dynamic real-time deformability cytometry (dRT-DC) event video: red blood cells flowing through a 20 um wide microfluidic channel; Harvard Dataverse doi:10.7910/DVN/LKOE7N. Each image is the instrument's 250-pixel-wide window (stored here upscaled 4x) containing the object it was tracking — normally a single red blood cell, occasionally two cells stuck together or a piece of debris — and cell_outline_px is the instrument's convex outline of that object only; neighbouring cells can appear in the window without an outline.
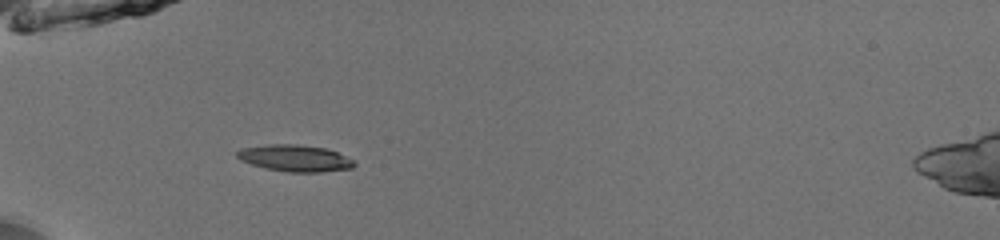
{"species": "common noctule bat (a hibernating species)", "species_latin": "Nyctalus noctula", "temperature_condition": "room temperature", "stored_images_in_passage": 35, "camera_frame_rate_fps": 3000, "um_per_image_px": 0.085, "animal": {"sex": "male", "body_mass_g": 13.0, "forearm_length_mm": 53.1}, "frame": {"image": 1, "passage_image": 1, "time_ms": 0.0, "image_size_px": [1000, 240], "cell_outline_px": [[356, 164], [352, 168], [320, 172], [288, 172], [264, 168], [240, 160], [236, 156], [236, 152], [240, 148], [268, 144], [296, 144], [328, 148], [356, 160]], "centroid_in_image_um": [25.09, 13.44], "position_along_channel_um": 59.9, "area_um2": 18.44}}
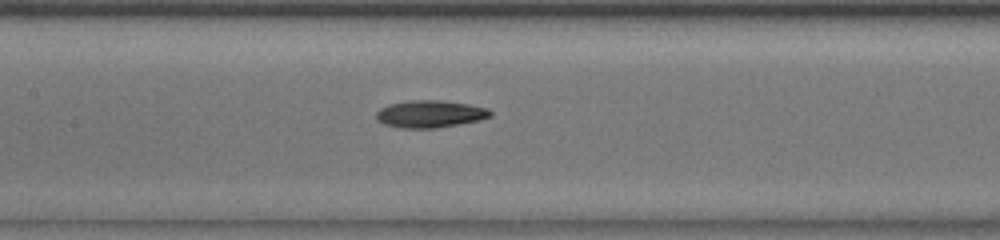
{"frame": {"image": 2, "passage_image": 10, "time_ms": 3.0, "image_size_px": [1000, 240], "cell_outline_px": [[492, 116], [480, 120], [460, 124], [436, 128], [400, 128], [384, 124], [376, 120], [376, 112], [380, 108], [388, 104], [412, 100], [440, 100], [468, 104], [488, 108], [492, 112]], "centroid_in_image_um": [36.55, 9.69], "position_along_channel_um": 170.9, "area_um2": 18.26}}
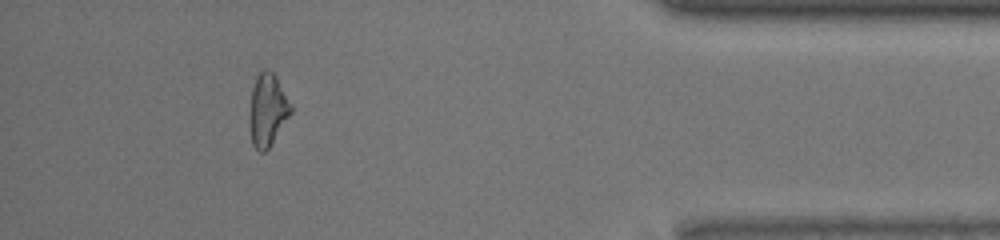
{"frame": {"image": 3, "passage_image": 31, "time_ms": 10.0, "image_size_px": [1000, 240], "cell_outline_px": [[292, 112], [268, 148], [264, 152], [260, 152], [252, 144], [248, 120], [252, 88], [256, 76], [264, 68], [268, 68], [276, 76], [292, 104]], "centroid_in_image_um": [22.73, 9.32], "position_along_channel_um": 412.5, "area_um2": 17.57}, "authors_computed_cell_mechanics": {"area_um2": 17.5712, "velocity_mm_per_s": 3.9673, "shape_relaxation_time_tau1_ms": 3.2146, "shape_relaxation_time_tau2_ms": null, "deformation_change_tau1": 0.1201, "deformation_change_tau2": null}}